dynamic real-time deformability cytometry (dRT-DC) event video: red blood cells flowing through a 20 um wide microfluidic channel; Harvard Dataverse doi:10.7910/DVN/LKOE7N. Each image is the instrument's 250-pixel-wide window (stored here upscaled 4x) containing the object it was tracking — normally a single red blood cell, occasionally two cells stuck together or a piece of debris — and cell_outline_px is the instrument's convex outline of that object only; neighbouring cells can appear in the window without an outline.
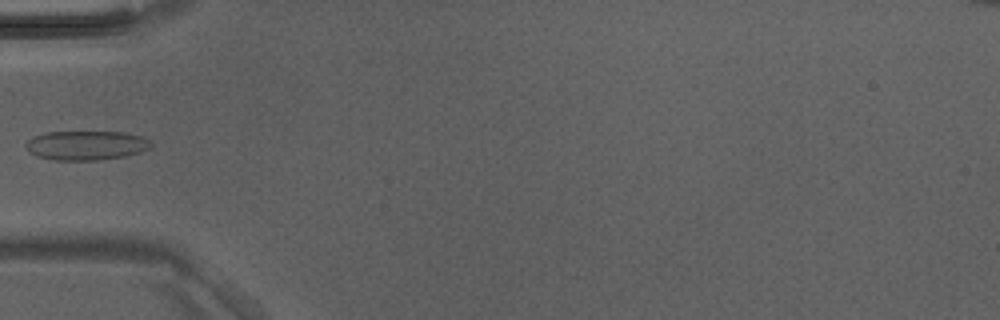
{"species": "Egyptian fruit bat (a non-hibernating species)", "species_latin": "Rousettus aegyptiacus", "temperature_condition": "room temperature", "stored_images_in_passage": 2, "camera_frame_rate_fps": 3000, "um_per_image_px": 0.085, "animal": {"sex": "male"}, "frame": {"image": 1, "passage_image": 2, "time_ms": 0.333, "image_size_px": [1000, 320], "cell_outline_px": [[152, 144], [148, 148], [140, 152], [124, 156], [100, 160], [52, 160], [36, 156], [28, 152], [24, 144], [32, 136], [44, 132], [124, 132], [144, 136]], "centroid_in_image_um": [7.28, 12.35], "position_along_channel_um": 77.7, "area_um2": 21.56}}